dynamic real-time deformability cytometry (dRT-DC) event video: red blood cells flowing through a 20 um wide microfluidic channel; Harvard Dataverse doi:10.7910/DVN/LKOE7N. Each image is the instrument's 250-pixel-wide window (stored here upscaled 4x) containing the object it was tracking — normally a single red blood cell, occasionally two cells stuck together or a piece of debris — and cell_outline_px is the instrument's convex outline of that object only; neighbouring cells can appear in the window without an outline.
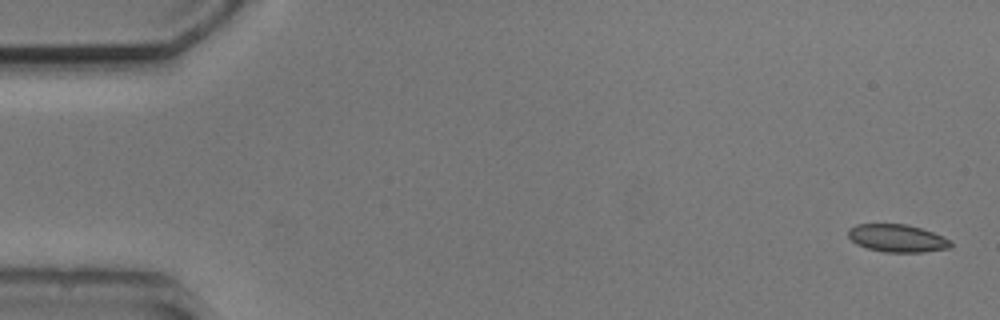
{"species": "common noctule bat (a hibernating species)", "species_latin": "Nyctalus noctula", "temperature_condition": "cold", "stored_images_in_passage": 6, "camera_frame_rate_fps": 3000, "um_per_image_px": 0.085, "animal": {"sex": "male", "body_mass_g": 20.5, "forearm_length_mm": 52.5}, "frame": {"image": 1, "passage_image": 1, "time_ms": 0.0, "image_size_px": [1000, 320], "cell_outline_px": [[952, 248], [924, 252], [884, 252], [868, 248], [856, 244], [848, 236], [848, 228], [856, 224], [908, 224], [932, 232], [952, 240]], "centroid_in_image_um": [76.28, 20.25], "position_along_channel_um": 8.7, "area_um2": 16.65}}
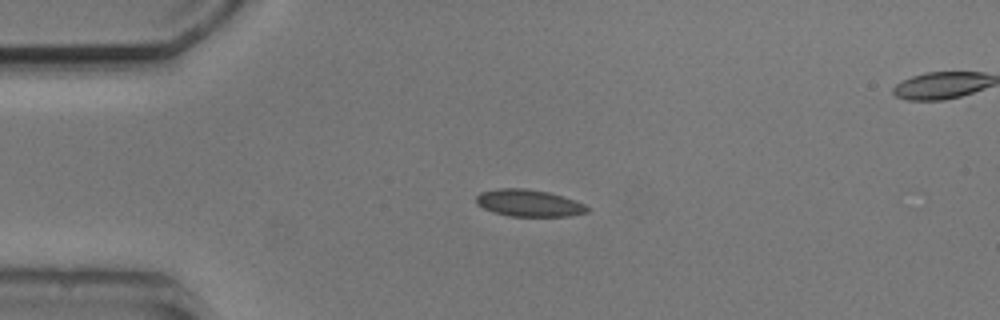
{"frame": {"image": 2, "passage_image": 4, "time_ms": 3.667, "image_size_px": [1000, 320], "cell_outline_px": [[588, 212], [568, 216], [508, 216], [484, 208], [476, 204], [476, 196], [480, 192], [500, 188], [524, 188], [548, 192], [564, 196], [576, 200], [584, 204], [588, 208]], "centroid_in_image_um": [44.95, 17.25], "position_along_channel_um": 40.0, "area_um2": 17.4}}